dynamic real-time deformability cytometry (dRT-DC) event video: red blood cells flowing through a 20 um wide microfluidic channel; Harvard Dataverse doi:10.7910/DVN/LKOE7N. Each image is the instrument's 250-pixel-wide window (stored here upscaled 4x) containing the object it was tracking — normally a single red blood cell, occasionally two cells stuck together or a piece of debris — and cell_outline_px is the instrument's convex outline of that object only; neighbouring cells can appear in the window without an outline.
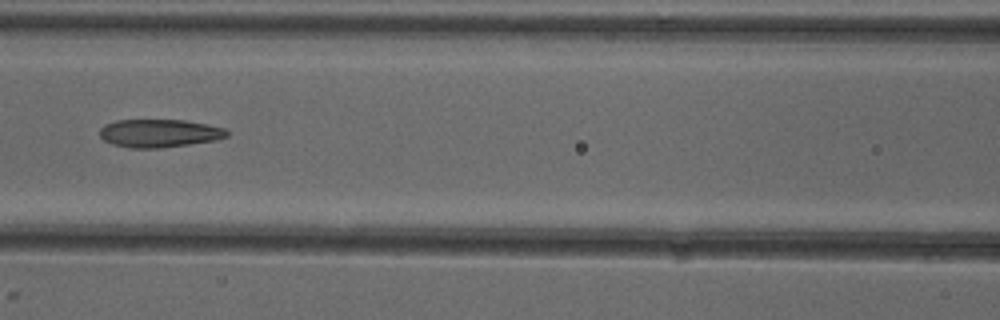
{"species": "common noctule bat (a hibernating species)", "species_latin": "Nyctalus noctula", "temperature_condition": "cold", "stored_images_in_passage": 6, "camera_frame_rate_fps": 3000, "um_per_image_px": 0.085, "animal": {"sex": "female"}, "frame": {"image": 1, "passage_image": 6, "time_ms": 6.667, "image_size_px": [1000, 320], "cell_outline_px": [[228, 136], [216, 140], [160, 148], [132, 148], [112, 144], [104, 140], [100, 136], [100, 128], [104, 124], [116, 120], [184, 120], [208, 124], [224, 128], [228, 132]], "centroid_in_image_um": [13.53, 11.32], "position_along_channel_um": 153.1, "area_um2": 20.81}}